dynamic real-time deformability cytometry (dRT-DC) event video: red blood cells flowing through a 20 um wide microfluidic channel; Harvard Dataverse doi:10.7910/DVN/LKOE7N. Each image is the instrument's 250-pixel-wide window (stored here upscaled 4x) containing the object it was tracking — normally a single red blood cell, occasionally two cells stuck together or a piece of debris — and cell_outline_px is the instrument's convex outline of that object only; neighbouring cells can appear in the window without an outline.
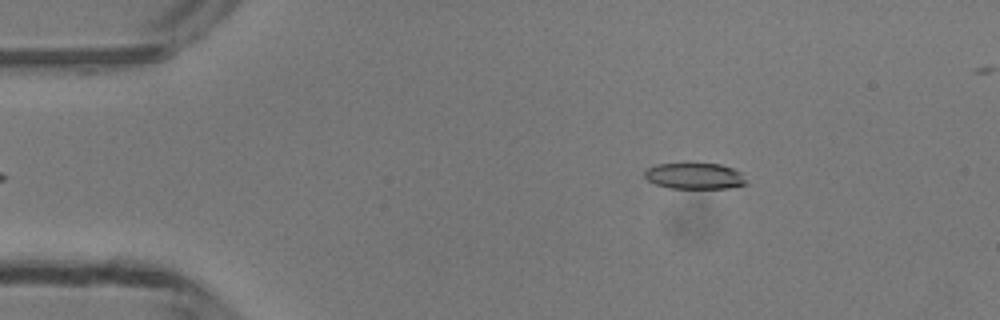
{"species": "common noctule bat (a hibernating species)", "species_latin": "Nyctalus noctula", "temperature_condition": "room temperature", "stored_images_in_passage": 42, "camera_frame_rate_fps": 3000, "um_per_image_px": 0.085, "animal": {"sex": "male", "body_mass_g": 13.3}, "frame": {"image": 1, "passage_image": 2, "time_ms": 0.333, "image_size_px": [1000, 320], "cell_outline_px": [[748, 184], [728, 188], [668, 188], [656, 184], [648, 180], [644, 176], [644, 172], [648, 168], [656, 164], [720, 164], [732, 168], [740, 172]], "centroid_in_image_um": [59.04, 14.97], "position_along_channel_um": 26.0, "area_um2": 15.32}}
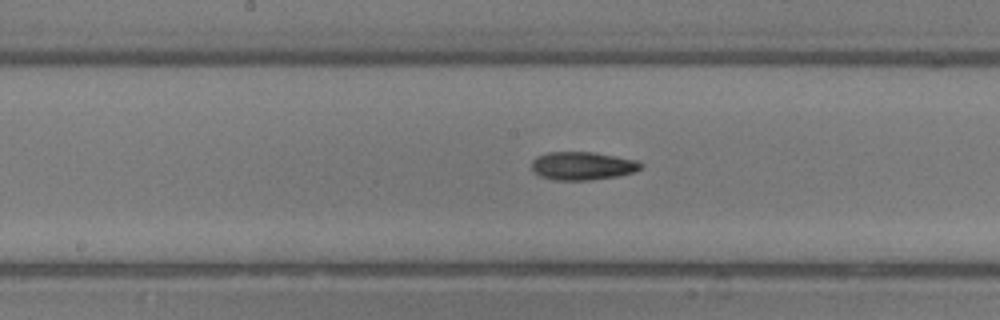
{"frame": {"image": 2, "passage_image": 19, "time_ms": 6.0, "image_size_px": [1000, 320], "cell_outline_px": [[644, 164], [640, 168], [632, 172], [616, 176], [588, 180], [552, 180], [540, 176], [532, 172], [532, 160], [536, 156], [548, 152], [592, 152], [640, 160]], "centroid_in_image_um": [49.49, 14.09], "position_along_channel_um": 198.7, "area_um2": 18.03}}
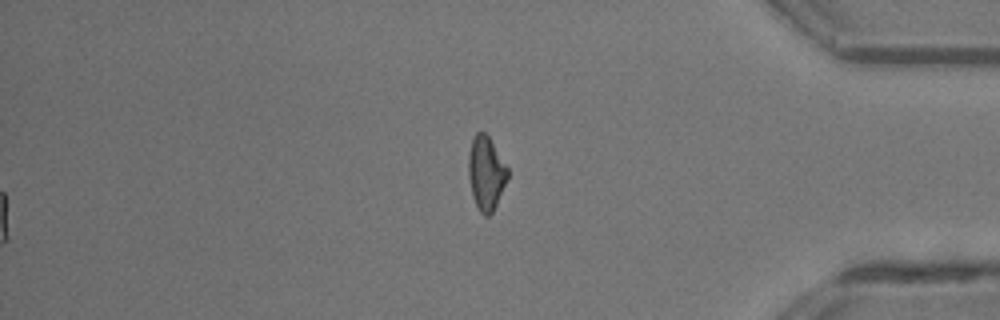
{"frame": {"image": 3, "passage_image": 35, "time_ms": 11.333, "image_size_px": [1000, 320], "cell_outline_px": [[508, 176], [496, 204], [492, 212], [488, 216], [484, 216], [480, 212], [472, 196], [468, 176], [468, 156], [472, 136], [476, 132], [484, 132], [488, 136], [508, 168]], "centroid_in_image_um": [41.28, 14.7], "position_along_channel_um": 393.9, "area_um2": 16.7}}